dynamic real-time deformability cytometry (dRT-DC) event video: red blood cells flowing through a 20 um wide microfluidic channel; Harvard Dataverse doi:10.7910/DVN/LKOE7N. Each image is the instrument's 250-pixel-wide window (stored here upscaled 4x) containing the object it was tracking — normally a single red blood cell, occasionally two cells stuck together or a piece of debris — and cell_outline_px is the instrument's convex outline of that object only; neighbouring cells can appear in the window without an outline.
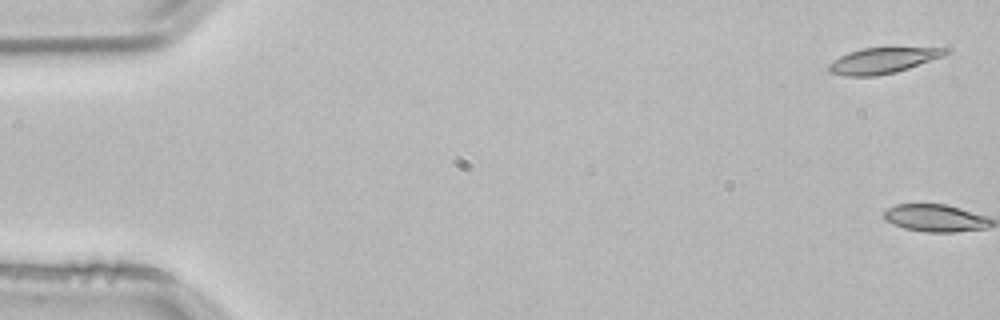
{"species": "common noctule bat (a hibernating species)", "species_latin": "Nyctalus noctula", "temperature_condition": "room temperature", "stored_images_in_passage": 4, "camera_frame_rate_fps": 3000, "um_per_image_px": 0.085, "animal": {"sex": "male", "body_mass_g": 21.5, "forearm_length_mm": 52.0}, "frame": {"image": 1, "passage_image": 1, "time_ms": 0.0, "image_size_px": [1000, 320], "cell_outline_px": [[952, 52], [908, 68], [896, 72], [876, 76], [844, 76], [828, 72], [828, 64], [832, 60], [848, 52], [860, 48], [952, 48]], "centroid_in_image_um": [74.98, 5.15], "position_along_channel_um": 10.0, "area_um2": 17.46}}